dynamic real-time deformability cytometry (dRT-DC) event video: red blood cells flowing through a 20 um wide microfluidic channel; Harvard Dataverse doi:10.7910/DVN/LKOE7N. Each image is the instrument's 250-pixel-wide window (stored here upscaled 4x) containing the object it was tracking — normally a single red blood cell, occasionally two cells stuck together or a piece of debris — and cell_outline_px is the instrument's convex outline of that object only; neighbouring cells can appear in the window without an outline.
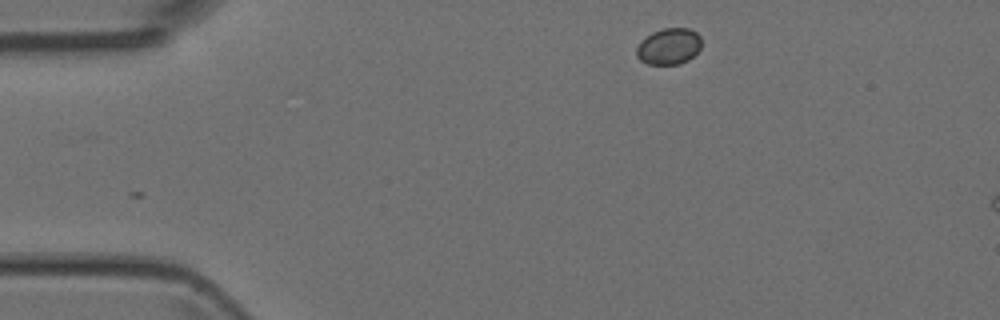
{"species": "Egyptian fruit bat (a non-hibernating species)", "species_latin": "Rousettus aegyptiacus", "temperature_condition": "room temperature", "stored_images_in_passage": 4, "segment_of_instrument_passage": [2, 2], "camera_frame_rate_fps": 3000, "um_per_image_px": 0.085, "animal": {"sex": "female"}, "frame": {"image": 1, "passage_image": 4, "time_ms": 4.333, "image_size_px": [1000, 320], "cell_outline_px": [[700, 48], [688, 60], [680, 64], [648, 64], [640, 60], [636, 56], [636, 48], [640, 40], [652, 32], [664, 28], [688, 28], [696, 32], [700, 36]], "centroid_in_image_um": [56.82, 3.94], "position_along_channel_um": 28.2, "area_um2": 13.76}}